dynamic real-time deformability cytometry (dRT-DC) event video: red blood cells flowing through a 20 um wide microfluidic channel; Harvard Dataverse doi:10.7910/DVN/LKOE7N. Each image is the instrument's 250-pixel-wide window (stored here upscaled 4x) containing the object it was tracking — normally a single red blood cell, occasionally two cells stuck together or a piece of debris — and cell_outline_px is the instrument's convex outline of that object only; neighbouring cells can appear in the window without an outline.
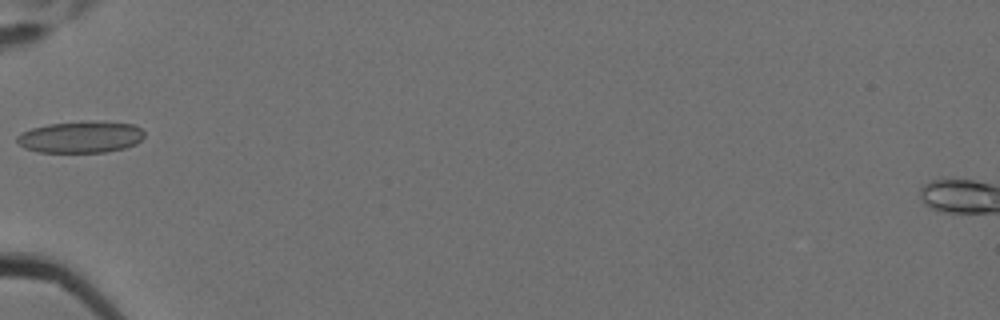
{"species": "Egyptian fruit bat (a non-hibernating species)", "species_latin": "Rousettus aegyptiacus", "temperature_condition": "cold", "stored_images_in_passage": 2, "camera_frame_rate_fps": 3000, "um_per_image_px": 0.085, "animal": {"sex": "female"}, "frame": {"image": 1, "passage_image": 1, "time_ms": 0.0, "image_size_px": [1000, 320], "cell_outline_px": [[144, 136], [136, 144], [124, 148], [104, 152], [40, 152], [24, 148], [16, 140], [16, 136], [32, 128], [48, 124], [80, 120], [104, 120], [132, 124], [140, 128], [144, 132]], "centroid_in_image_um": [6.88, 11.62], "position_along_channel_um": 78.1, "area_um2": 23.81}}
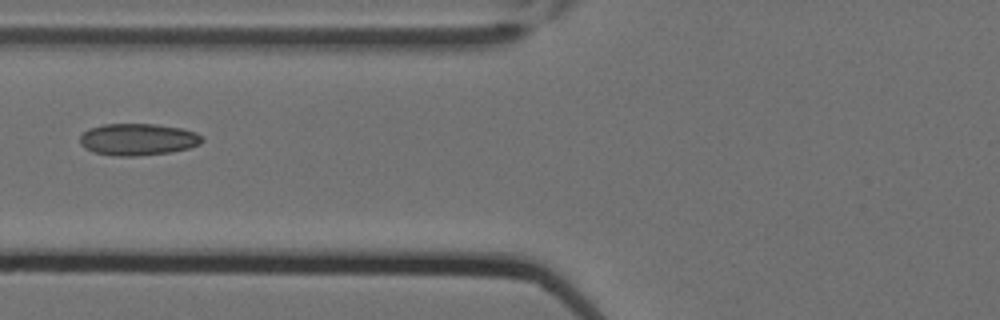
{"frame": {"image": 2, "passage_image": 2, "time_ms": 0.333, "image_size_px": [1000, 320], "cell_outline_px": [[204, 140], [200, 144], [188, 148], [172, 152], [136, 156], [112, 156], [92, 152], [84, 148], [80, 144], [80, 136], [88, 128], [104, 124], [156, 124], [180, 128], [196, 132]], "centroid_in_image_um": [11.69, 11.86], "position_along_channel_um": 114.1, "area_um2": 22.83}}